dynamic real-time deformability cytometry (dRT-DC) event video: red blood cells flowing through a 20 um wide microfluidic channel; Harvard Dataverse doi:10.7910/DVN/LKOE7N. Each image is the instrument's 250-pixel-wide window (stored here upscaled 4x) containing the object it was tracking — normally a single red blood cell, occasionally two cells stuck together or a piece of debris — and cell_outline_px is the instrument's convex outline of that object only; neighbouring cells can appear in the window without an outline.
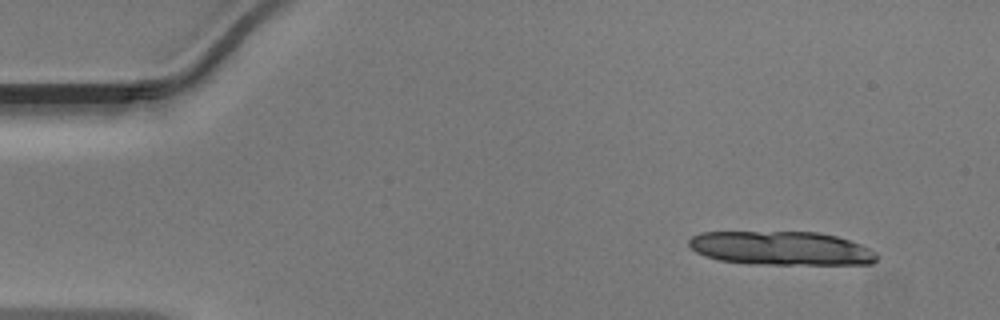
{"species": "Egyptian fruit bat (a non-hibernating species)", "species_latin": "Rousettus aegyptiacus", "temperature_condition": "warm", "stored_images_in_passage": 10, "camera_frame_rate_fps": 3000, "um_per_image_px": 0.085, "animal": {"sex": "male"}, "frame": {"image": 1, "passage_image": 1, "time_ms": 0.0, "image_size_px": [1000, 320], "cell_outline_px": [[880, 256], [872, 264], [748, 264], [720, 260], [696, 252], [688, 244], [688, 240], [692, 236], [700, 232], [816, 232], [836, 236], [860, 244], [876, 252]], "centroid_in_image_um": [66.41, 21.1], "position_along_channel_um": 18.6, "area_um2": 36.99}}